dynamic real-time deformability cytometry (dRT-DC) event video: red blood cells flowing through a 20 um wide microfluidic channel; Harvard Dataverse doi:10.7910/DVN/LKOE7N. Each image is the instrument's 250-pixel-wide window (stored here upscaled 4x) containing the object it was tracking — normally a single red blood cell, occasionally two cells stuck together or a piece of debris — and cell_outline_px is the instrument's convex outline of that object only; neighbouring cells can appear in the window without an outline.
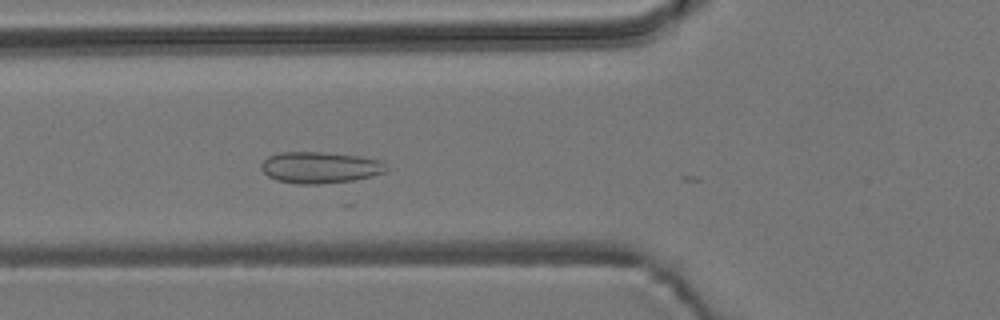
{"species": "common noctule bat (a hibernating species)", "species_latin": "Nyctalus noctula", "temperature_condition": "room temperature", "stored_images_in_passage": 16, "camera_frame_rate_fps": 3000, "um_per_image_px": 0.085, "animal": {"sex": "male", "body_mass_g": 19.2, "forearm_length_mm": 51.8}, "frame": {"image": 1, "passage_image": 11, "time_ms": 3.333, "image_size_px": [1000, 320], "cell_outline_px": [[388, 168], [384, 172], [372, 176], [352, 180], [320, 184], [296, 184], [276, 180], [268, 176], [260, 168], [260, 164], [268, 156], [280, 152], [324, 152], [356, 156], [380, 160]], "centroid_in_image_um": [27.15, 14.24], "position_along_channel_um": 98.6, "area_um2": 22.83}}
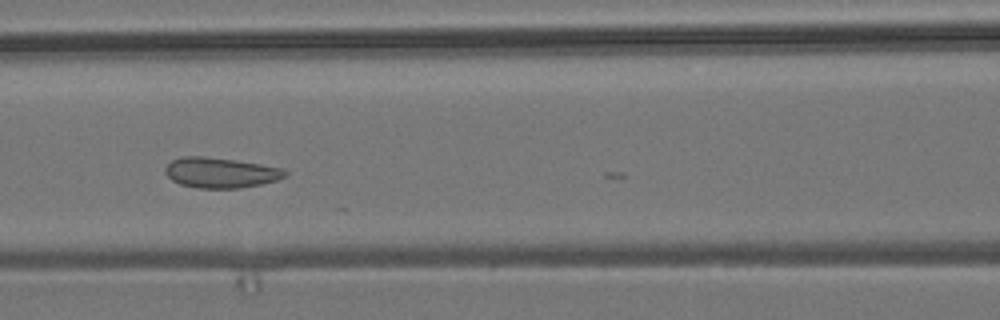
{"frame": {"image": 2, "passage_image": 15, "time_ms": 4.667, "image_size_px": [1000, 320], "cell_outline_px": [[288, 176], [276, 180], [260, 184], [240, 188], [196, 188], [180, 184], [172, 180], [164, 172], [164, 168], [172, 160], [184, 156], [204, 156], [260, 164], [280, 168], [288, 172]], "centroid_in_image_um": [18.73, 14.68], "position_along_channel_um": 147.9, "area_um2": 21.04}}